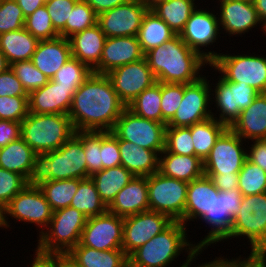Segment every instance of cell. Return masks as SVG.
<instances>
[{
  "label": "cell",
  "mask_w": 266,
  "mask_h": 267,
  "mask_svg": "<svg viewBox=\"0 0 266 267\" xmlns=\"http://www.w3.org/2000/svg\"><path fill=\"white\" fill-rule=\"evenodd\" d=\"M124 218L110 212L89 217L80 244L99 251L122 249Z\"/></svg>",
  "instance_id": "obj_20"
},
{
  "label": "cell",
  "mask_w": 266,
  "mask_h": 267,
  "mask_svg": "<svg viewBox=\"0 0 266 267\" xmlns=\"http://www.w3.org/2000/svg\"><path fill=\"white\" fill-rule=\"evenodd\" d=\"M10 68L28 94L33 90L42 88L49 81V79L34 66L31 60L12 63Z\"/></svg>",
  "instance_id": "obj_46"
},
{
  "label": "cell",
  "mask_w": 266,
  "mask_h": 267,
  "mask_svg": "<svg viewBox=\"0 0 266 267\" xmlns=\"http://www.w3.org/2000/svg\"><path fill=\"white\" fill-rule=\"evenodd\" d=\"M78 184L79 179L50 180L42 185L40 190L53 211H56L70 206Z\"/></svg>",
  "instance_id": "obj_40"
},
{
  "label": "cell",
  "mask_w": 266,
  "mask_h": 267,
  "mask_svg": "<svg viewBox=\"0 0 266 267\" xmlns=\"http://www.w3.org/2000/svg\"><path fill=\"white\" fill-rule=\"evenodd\" d=\"M184 95V84L161 83V111L162 123L174 116L179 108Z\"/></svg>",
  "instance_id": "obj_48"
},
{
  "label": "cell",
  "mask_w": 266,
  "mask_h": 267,
  "mask_svg": "<svg viewBox=\"0 0 266 267\" xmlns=\"http://www.w3.org/2000/svg\"><path fill=\"white\" fill-rule=\"evenodd\" d=\"M202 7L198 6L190 15L179 36L190 49L198 52L205 60L211 63L220 52L208 50L211 49L212 45L213 48L215 47L214 43L217 42L219 37L221 38L220 34L222 32L220 31L221 27L215 9L212 7L213 10H209V7L208 9H204V6ZM206 47L209 49H206Z\"/></svg>",
  "instance_id": "obj_12"
},
{
  "label": "cell",
  "mask_w": 266,
  "mask_h": 267,
  "mask_svg": "<svg viewBox=\"0 0 266 267\" xmlns=\"http://www.w3.org/2000/svg\"><path fill=\"white\" fill-rule=\"evenodd\" d=\"M204 75L196 82L184 84L182 102L166 127H189L212 117L210 81Z\"/></svg>",
  "instance_id": "obj_15"
},
{
  "label": "cell",
  "mask_w": 266,
  "mask_h": 267,
  "mask_svg": "<svg viewBox=\"0 0 266 267\" xmlns=\"http://www.w3.org/2000/svg\"><path fill=\"white\" fill-rule=\"evenodd\" d=\"M157 82L190 84L199 80L210 63L176 35L145 54ZM207 66V67H206ZM201 72V73H200Z\"/></svg>",
  "instance_id": "obj_2"
},
{
  "label": "cell",
  "mask_w": 266,
  "mask_h": 267,
  "mask_svg": "<svg viewBox=\"0 0 266 267\" xmlns=\"http://www.w3.org/2000/svg\"><path fill=\"white\" fill-rule=\"evenodd\" d=\"M247 147V159L266 171V139L253 140Z\"/></svg>",
  "instance_id": "obj_57"
},
{
  "label": "cell",
  "mask_w": 266,
  "mask_h": 267,
  "mask_svg": "<svg viewBox=\"0 0 266 267\" xmlns=\"http://www.w3.org/2000/svg\"><path fill=\"white\" fill-rule=\"evenodd\" d=\"M210 177L219 191H228L238 188V175L205 174Z\"/></svg>",
  "instance_id": "obj_58"
},
{
  "label": "cell",
  "mask_w": 266,
  "mask_h": 267,
  "mask_svg": "<svg viewBox=\"0 0 266 267\" xmlns=\"http://www.w3.org/2000/svg\"><path fill=\"white\" fill-rule=\"evenodd\" d=\"M150 210L147 177L134 176L108 206V212L127 217Z\"/></svg>",
  "instance_id": "obj_24"
},
{
  "label": "cell",
  "mask_w": 266,
  "mask_h": 267,
  "mask_svg": "<svg viewBox=\"0 0 266 267\" xmlns=\"http://www.w3.org/2000/svg\"><path fill=\"white\" fill-rule=\"evenodd\" d=\"M25 16L15 0H0V34L24 28Z\"/></svg>",
  "instance_id": "obj_49"
},
{
  "label": "cell",
  "mask_w": 266,
  "mask_h": 267,
  "mask_svg": "<svg viewBox=\"0 0 266 267\" xmlns=\"http://www.w3.org/2000/svg\"><path fill=\"white\" fill-rule=\"evenodd\" d=\"M214 194L219 190L210 177L205 174L188 183L186 205L183 215V224L188 227L189 222L198 221L211 210ZM198 219V221H197Z\"/></svg>",
  "instance_id": "obj_26"
},
{
  "label": "cell",
  "mask_w": 266,
  "mask_h": 267,
  "mask_svg": "<svg viewBox=\"0 0 266 267\" xmlns=\"http://www.w3.org/2000/svg\"><path fill=\"white\" fill-rule=\"evenodd\" d=\"M217 3L219 7H215L219 8L217 15L223 35L226 33L229 37H242L245 33L253 32L254 28L257 30L256 27L261 26L262 37L264 34L266 36V28L261 23L253 2L218 0Z\"/></svg>",
  "instance_id": "obj_21"
},
{
  "label": "cell",
  "mask_w": 266,
  "mask_h": 267,
  "mask_svg": "<svg viewBox=\"0 0 266 267\" xmlns=\"http://www.w3.org/2000/svg\"><path fill=\"white\" fill-rule=\"evenodd\" d=\"M258 259L260 261L261 267H266V250H264L259 256Z\"/></svg>",
  "instance_id": "obj_65"
},
{
  "label": "cell",
  "mask_w": 266,
  "mask_h": 267,
  "mask_svg": "<svg viewBox=\"0 0 266 267\" xmlns=\"http://www.w3.org/2000/svg\"><path fill=\"white\" fill-rule=\"evenodd\" d=\"M15 219L19 223L34 224L39 236L48 227L53 216V209L47 202L40 188L28 187L27 185L16 194L0 212V228L8 229Z\"/></svg>",
  "instance_id": "obj_9"
},
{
  "label": "cell",
  "mask_w": 266,
  "mask_h": 267,
  "mask_svg": "<svg viewBox=\"0 0 266 267\" xmlns=\"http://www.w3.org/2000/svg\"><path fill=\"white\" fill-rule=\"evenodd\" d=\"M238 189L243 196L266 192V171L246 159L238 173Z\"/></svg>",
  "instance_id": "obj_41"
},
{
  "label": "cell",
  "mask_w": 266,
  "mask_h": 267,
  "mask_svg": "<svg viewBox=\"0 0 266 267\" xmlns=\"http://www.w3.org/2000/svg\"><path fill=\"white\" fill-rule=\"evenodd\" d=\"M87 219L71 206L53 211L48 227L37 237L33 255L40 258L65 256L80 242Z\"/></svg>",
  "instance_id": "obj_5"
},
{
  "label": "cell",
  "mask_w": 266,
  "mask_h": 267,
  "mask_svg": "<svg viewBox=\"0 0 266 267\" xmlns=\"http://www.w3.org/2000/svg\"><path fill=\"white\" fill-rule=\"evenodd\" d=\"M64 257L75 267H128L122 249L99 251L78 243Z\"/></svg>",
  "instance_id": "obj_30"
},
{
  "label": "cell",
  "mask_w": 266,
  "mask_h": 267,
  "mask_svg": "<svg viewBox=\"0 0 266 267\" xmlns=\"http://www.w3.org/2000/svg\"><path fill=\"white\" fill-rule=\"evenodd\" d=\"M100 152L103 169L121 165L119 140L112 132H101Z\"/></svg>",
  "instance_id": "obj_53"
},
{
  "label": "cell",
  "mask_w": 266,
  "mask_h": 267,
  "mask_svg": "<svg viewBox=\"0 0 266 267\" xmlns=\"http://www.w3.org/2000/svg\"><path fill=\"white\" fill-rule=\"evenodd\" d=\"M36 153L20 137L0 148V167L22 175L27 179Z\"/></svg>",
  "instance_id": "obj_34"
},
{
  "label": "cell",
  "mask_w": 266,
  "mask_h": 267,
  "mask_svg": "<svg viewBox=\"0 0 266 267\" xmlns=\"http://www.w3.org/2000/svg\"><path fill=\"white\" fill-rule=\"evenodd\" d=\"M243 195L238 188L228 191H219L214 194L213 205L200 220L209 225L210 230L205 238L194 244L205 250L208 246L222 242L231 232L234 217L240 211Z\"/></svg>",
  "instance_id": "obj_10"
},
{
  "label": "cell",
  "mask_w": 266,
  "mask_h": 267,
  "mask_svg": "<svg viewBox=\"0 0 266 267\" xmlns=\"http://www.w3.org/2000/svg\"><path fill=\"white\" fill-rule=\"evenodd\" d=\"M166 124L139 117L127 107L111 131L118 140H125L158 155L165 149Z\"/></svg>",
  "instance_id": "obj_14"
},
{
  "label": "cell",
  "mask_w": 266,
  "mask_h": 267,
  "mask_svg": "<svg viewBox=\"0 0 266 267\" xmlns=\"http://www.w3.org/2000/svg\"><path fill=\"white\" fill-rule=\"evenodd\" d=\"M96 23L97 14L94 10L84 0H78L66 21L65 38L68 39L70 36L82 32Z\"/></svg>",
  "instance_id": "obj_44"
},
{
  "label": "cell",
  "mask_w": 266,
  "mask_h": 267,
  "mask_svg": "<svg viewBox=\"0 0 266 267\" xmlns=\"http://www.w3.org/2000/svg\"><path fill=\"white\" fill-rule=\"evenodd\" d=\"M70 206L76 208L85 216H99L108 211V207L101 200L92 179H79L78 190L72 198Z\"/></svg>",
  "instance_id": "obj_38"
},
{
  "label": "cell",
  "mask_w": 266,
  "mask_h": 267,
  "mask_svg": "<svg viewBox=\"0 0 266 267\" xmlns=\"http://www.w3.org/2000/svg\"><path fill=\"white\" fill-rule=\"evenodd\" d=\"M30 267H61V256L54 258H40L32 255Z\"/></svg>",
  "instance_id": "obj_61"
},
{
  "label": "cell",
  "mask_w": 266,
  "mask_h": 267,
  "mask_svg": "<svg viewBox=\"0 0 266 267\" xmlns=\"http://www.w3.org/2000/svg\"><path fill=\"white\" fill-rule=\"evenodd\" d=\"M158 172L187 183L204 175V162L196 155H180L166 151L159 154Z\"/></svg>",
  "instance_id": "obj_29"
},
{
  "label": "cell",
  "mask_w": 266,
  "mask_h": 267,
  "mask_svg": "<svg viewBox=\"0 0 266 267\" xmlns=\"http://www.w3.org/2000/svg\"><path fill=\"white\" fill-rule=\"evenodd\" d=\"M246 142L266 139V93H259L251 105L241 110L230 127Z\"/></svg>",
  "instance_id": "obj_27"
},
{
  "label": "cell",
  "mask_w": 266,
  "mask_h": 267,
  "mask_svg": "<svg viewBox=\"0 0 266 267\" xmlns=\"http://www.w3.org/2000/svg\"><path fill=\"white\" fill-rule=\"evenodd\" d=\"M38 42L25 28L0 34V50L9 65L31 60Z\"/></svg>",
  "instance_id": "obj_32"
},
{
  "label": "cell",
  "mask_w": 266,
  "mask_h": 267,
  "mask_svg": "<svg viewBox=\"0 0 266 267\" xmlns=\"http://www.w3.org/2000/svg\"><path fill=\"white\" fill-rule=\"evenodd\" d=\"M106 35L96 23L68 38L72 57L88 66L92 71L99 65Z\"/></svg>",
  "instance_id": "obj_28"
},
{
  "label": "cell",
  "mask_w": 266,
  "mask_h": 267,
  "mask_svg": "<svg viewBox=\"0 0 266 267\" xmlns=\"http://www.w3.org/2000/svg\"><path fill=\"white\" fill-rule=\"evenodd\" d=\"M24 28L38 40H51L60 36L52 24L45 5L25 18Z\"/></svg>",
  "instance_id": "obj_45"
},
{
  "label": "cell",
  "mask_w": 266,
  "mask_h": 267,
  "mask_svg": "<svg viewBox=\"0 0 266 267\" xmlns=\"http://www.w3.org/2000/svg\"><path fill=\"white\" fill-rule=\"evenodd\" d=\"M244 143L246 141L227 128L204 160V174L238 175L247 159Z\"/></svg>",
  "instance_id": "obj_16"
},
{
  "label": "cell",
  "mask_w": 266,
  "mask_h": 267,
  "mask_svg": "<svg viewBox=\"0 0 266 267\" xmlns=\"http://www.w3.org/2000/svg\"><path fill=\"white\" fill-rule=\"evenodd\" d=\"M72 58L67 38L57 37L51 40H39L31 61L49 80Z\"/></svg>",
  "instance_id": "obj_25"
},
{
  "label": "cell",
  "mask_w": 266,
  "mask_h": 267,
  "mask_svg": "<svg viewBox=\"0 0 266 267\" xmlns=\"http://www.w3.org/2000/svg\"><path fill=\"white\" fill-rule=\"evenodd\" d=\"M127 108L139 117L162 123L161 82L145 89Z\"/></svg>",
  "instance_id": "obj_39"
},
{
  "label": "cell",
  "mask_w": 266,
  "mask_h": 267,
  "mask_svg": "<svg viewBox=\"0 0 266 267\" xmlns=\"http://www.w3.org/2000/svg\"><path fill=\"white\" fill-rule=\"evenodd\" d=\"M26 186V179L0 167V212Z\"/></svg>",
  "instance_id": "obj_51"
},
{
  "label": "cell",
  "mask_w": 266,
  "mask_h": 267,
  "mask_svg": "<svg viewBox=\"0 0 266 267\" xmlns=\"http://www.w3.org/2000/svg\"><path fill=\"white\" fill-rule=\"evenodd\" d=\"M145 58L137 36L106 38L96 74H107L116 67Z\"/></svg>",
  "instance_id": "obj_22"
},
{
  "label": "cell",
  "mask_w": 266,
  "mask_h": 267,
  "mask_svg": "<svg viewBox=\"0 0 266 267\" xmlns=\"http://www.w3.org/2000/svg\"><path fill=\"white\" fill-rule=\"evenodd\" d=\"M173 222L168 215L151 210L125 217L122 250L129 256Z\"/></svg>",
  "instance_id": "obj_18"
},
{
  "label": "cell",
  "mask_w": 266,
  "mask_h": 267,
  "mask_svg": "<svg viewBox=\"0 0 266 267\" xmlns=\"http://www.w3.org/2000/svg\"><path fill=\"white\" fill-rule=\"evenodd\" d=\"M217 77V82L210 83L211 106L214 104L212 108L215 109L212 117L230 128L239 118L241 110L249 107L259 92L251 86L226 81L221 75Z\"/></svg>",
  "instance_id": "obj_11"
},
{
  "label": "cell",
  "mask_w": 266,
  "mask_h": 267,
  "mask_svg": "<svg viewBox=\"0 0 266 267\" xmlns=\"http://www.w3.org/2000/svg\"><path fill=\"white\" fill-rule=\"evenodd\" d=\"M148 9L141 0H130L97 15V24L107 38L137 36Z\"/></svg>",
  "instance_id": "obj_19"
},
{
  "label": "cell",
  "mask_w": 266,
  "mask_h": 267,
  "mask_svg": "<svg viewBox=\"0 0 266 267\" xmlns=\"http://www.w3.org/2000/svg\"><path fill=\"white\" fill-rule=\"evenodd\" d=\"M165 150L180 155H195L189 127H166Z\"/></svg>",
  "instance_id": "obj_47"
},
{
  "label": "cell",
  "mask_w": 266,
  "mask_h": 267,
  "mask_svg": "<svg viewBox=\"0 0 266 267\" xmlns=\"http://www.w3.org/2000/svg\"><path fill=\"white\" fill-rule=\"evenodd\" d=\"M93 73V71L76 58L67 61L51 79L64 87L78 89Z\"/></svg>",
  "instance_id": "obj_43"
},
{
  "label": "cell",
  "mask_w": 266,
  "mask_h": 267,
  "mask_svg": "<svg viewBox=\"0 0 266 267\" xmlns=\"http://www.w3.org/2000/svg\"><path fill=\"white\" fill-rule=\"evenodd\" d=\"M225 256L222 257L218 256L216 257L213 261H209L206 263H198V266L195 265L194 267H261L260 261L258 257H254L253 255H248V256H238V257H232V259H229L230 257L224 258Z\"/></svg>",
  "instance_id": "obj_54"
},
{
  "label": "cell",
  "mask_w": 266,
  "mask_h": 267,
  "mask_svg": "<svg viewBox=\"0 0 266 267\" xmlns=\"http://www.w3.org/2000/svg\"><path fill=\"white\" fill-rule=\"evenodd\" d=\"M227 128L213 117L190 126L195 155L204 162L217 139Z\"/></svg>",
  "instance_id": "obj_36"
},
{
  "label": "cell",
  "mask_w": 266,
  "mask_h": 267,
  "mask_svg": "<svg viewBox=\"0 0 266 267\" xmlns=\"http://www.w3.org/2000/svg\"><path fill=\"white\" fill-rule=\"evenodd\" d=\"M134 175L124 166L102 169L93 174L90 178L95 183L101 200L108 207L115 199L118 192L125 187Z\"/></svg>",
  "instance_id": "obj_35"
},
{
  "label": "cell",
  "mask_w": 266,
  "mask_h": 267,
  "mask_svg": "<svg viewBox=\"0 0 266 267\" xmlns=\"http://www.w3.org/2000/svg\"><path fill=\"white\" fill-rule=\"evenodd\" d=\"M149 9H152L156 4L167 0H141Z\"/></svg>",
  "instance_id": "obj_64"
},
{
  "label": "cell",
  "mask_w": 266,
  "mask_h": 267,
  "mask_svg": "<svg viewBox=\"0 0 266 267\" xmlns=\"http://www.w3.org/2000/svg\"><path fill=\"white\" fill-rule=\"evenodd\" d=\"M28 96L22 83L9 67L0 74V97Z\"/></svg>",
  "instance_id": "obj_55"
},
{
  "label": "cell",
  "mask_w": 266,
  "mask_h": 267,
  "mask_svg": "<svg viewBox=\"0 0 266 267\" xmlns=\"http://www.w3.org/2000/svg\"><path fill=\"white\" fill-rule=\"evenodd\" d=\"M26 17L31 15L37 8L45 5L46 0H15Z\"/></svg>",
  "instance_id": "obj_60"
},
{
  "label": "cell",
  "mask_w": 266,
  "mask_h": 267,
  "mask_svg": "<svg viewBox=\"0 0 266 267\" xmlns=\"http://www.w3.org/2000/svg\"><path fill=\"white\" fill-rule=\"evenodd\" d=\"M61 267H75L64 256H61Z\"/></svg>",
  "instance_id": "obj_66"
},
{
  "label": "cell",
  "mask_w": 266,
  "mask_h": 267,
  "mask_svg": "<svg viewBox=\"0 0 266 267\" xmlns=\"http://www.w3.org/2000/svg\"><path fill=\"white\" fill-rule=\"evenodd\" d=\"M9 67L10 65L8 64L4 54L0 50V74Z\"/></svg>",
  "instance_id": "obj_63"
},
{
  "label": "cell",
  "mask_w": 266,
  "mask_h": 267,
  "mask_svg": "<svg viewBox=\"0 0 266 267\" xmlns=\"http://www.w3.org/2000/svg\"><path fill=\"white\" fill-rule=\"evenodd\" d=\"M254 54V55H253ZM266 55L220 53L209 65L214 75L230 82L253 87L259 93H266Z\"/></svg>",
  "instance_id": "obj_8"
},
{
  "label": "cell",
  "mask_w": 266,
  "mask_h": 267,
  "mask_svg": "<svg viewBox=\"0 0 266 267\" xmlns=\"http://www.w3.org/2000/svg\"><path fill=\"white\" fill-rule=\"evenodd\" d=\"M85 178L89 176L84 148L81 140L74 134L59 149L36 153L26 185L40 188L50 180Z\"/></svg>",
  "instance_id": "obj_4"
},
{
  "label": "cell",
  "mask_w": 266,
  "mask_h": 267,
  "mask_svg": "<svg viewBox=\"0 0 266 267\" xmlns=\"http://www.w3.org/2000/svg\"><path fill=\"white\" fill-rule=\"evenodd\" d=\"M99 15L130 0H84Z\"/></svg>",
  "instance_id": "obj_59"
},
{
  "label": "cell",
  "mask_w": 266,
  "mask_h": 267,
  "mask_svg": "<svg viewBox=\"0 0 266 267\" xmlns=\"http://www.w3.org/2000/svg\"><path fill=\"white\" fill-rule=\"evenodd\" d=\"M187 229L180 221H174L162 233L133 251L128 256V267H170L184 251L188 255L179 267H192L204 250L188 240Z\"/></svg>",
  "instance_id": "obj_3"
},
{
  "label": "cell",
  "mask_w": 266,
  "mask_h": 267,
  "mask_svg": "<svg viewBox=\"0 0 266 267\" xmlns=\"http://www.w3.org/2000/svg\"><path fill=\"white\" fill-rule=\"evenodd\" d=\"M106 76L110 79L118 98L126 107L145 89L157 83L146 58L116 67Z\"/></svg>",
  "instance_id": "obj_17"
},
{
  "label": "cell",
  "mask_w": 266,
  "mask_h": 267,
  "mask_svg": "<svg viewBox=\"0 0 266 267\" xmlns=\"http://www.w3.org/2000/svg\"><path fill=\"white\" fill-rule=\"evenodd\" d=\"M78 0H46L45 6L60 37L65 38V24Z\"/></svg>",
  "instance_id": "obj_52"
},
{
  "label": "cell",
  "mask_w": 266,
  "mask_h": 267,
  "mask_svg": "<svg viewBox=\"0 0 266 267\" xmlns=\"http://www.w3.org/2000/svg\"><path fill=\"white\" fill-rule=\"evenodd\" d=\"M74 134L81 140L84 148L88 176L103 169L101 161V132L75 131Z\"/></svg>",
  "instance_id": "obj_42"
},
{
  "label": "cell",
  "mask_w": 266,
  "mask_h": 267,
  "mask_svg": "<svg viewBox=\"0 0 266 267\" xmlns=\"http://www.w3.org/2000/svg\"><path fill=\"white\" fill-rule=\"evenodd\" d=\"M196 2L197 0H167L156 4L151 10L179 35L190 15L199 6Z\"/></svg>",
  "instance_id": "obj_37"
},
{
  "label": "cell",
  "mask_w": 266,
  "mask_h": 267,
  "mask_svg": "<svg viewBox=\"0 0 266 267\" xmlns=\"http://www.w3.org/2000/svg\"><path fill=\"white\" fill-rule=\"evenodd\" d=\"M28 113V96L0 97L1 120L22 122Z\"/></svg>",
  "instance_id": "obj_50"
},
{
  "label": "cell",
  "mask_w": 266,
  "mask_h": 267,
  "mask_svg": "<svg viewBox=\"0 0 266 267\" xmlns=\"http://www.w3.org/2000/svg\"><path fill=\"white\" fill-rule=\"evenodd\" d=\"M125 108L106 74L92 73L74 93L68 115L75 131L111 132Z\"/></svg>",
  "instance_id": "obj_1"
},
{
  "label": "cell",
  "mask_w": 266,
  "mask_h": 267,
  "mask_svg": "<svg viewBox=\"0 0 266 267\" xmlns=\"http://www.w3.org/2000/svg\"><path fill=\"white\" fill-rule=\"evenodd\" d=\"M253 4L261 23L266 28V0H253Z\"/></svg>",
  "instance_id": "obj_62"
},
{
  "label": "cell",
  "mask_w": 266,
  "mask_h": 267,
  "mask_svg": "<svg viewBox=\"0 0 266 267\" xmlns=\"http://www.w3.org/2000/svg\"><path fill=\"white\" fill-rule=\"evenodd\" d=\"M121 165L134 176L147 177L158 171L159 155L136 144L119 140Z\"/></svg>",
  "instance_id": "obj_31"
},
{
  "label": "cell",
  "mask_w": 266,
  "mask_h": 267,
  "mask_svg": "<svg viewBox=\"0 0 266 267\" xmlns=\"http://www.w3.org/2000/svg\"><path fill=\"white\" fill-rule=\"evenodd\" d=\"M21 137V122L0 119V148Z\"/></svg>",
  "instance_id": "obj_56"
},
{
  "label": "cell",
  "mask_w": 266,
  "mask_h": 267,
  "mask_svg": "<svg viewBox=\"0 0 266 267\" xmlns=\"http://www.w3.org/2000/svg\"><path fill=\"white\" fill-rule=\"evenodd\" d=\"M76 90L75 87L60 86L49 80L42 88L28 94L29 112L68 115Z\"/></svg>",
  "instance_id": "obj_23"
},
{
  "label": "cell",
  "mask_w": 266,
  "mask_h": 267,
  "mask_svg": "<svg viewBox=\"0 0 266 267\" xmlns=\"http://www.w3.org/2000/svg\"><path fill=\"white\" fill-rule=\"evenodd\" d=\"M232 238L247 239L254 257L266 250V192L243 196L232 230L223 242Z\"/></svg>",
  "instance_id": "obj_7"
},
{
  "label": "cell",
  "mask_w": 266,
  "mask_h": 267,
  "mask_svg": "<svg viewBox=\"0 0 266 267\" xmlns=\"http://www.w3.org/2000/svg\"><path fill=\"white\" fill-rule=\"evenodd\" d=\"M177 34L154 11L148 9L145 13L139 32L138 41L146 54L157 46L163 45Z\"/></svg>",
  "instance_id": "obj_33"
},
{
  "label": "cell",
  "mask_w": 266,
  "mask_h": 267,
  "mask_svg": "<svg viewBox=\"0 0 266 267\" xmlns=\"http://www.w3.org/2000/svg\"><path fill=\"white\" fill-rule=\"evenodd\" d=\"M147 184L150 210L183 223L188 183L164 176L157 171L147 176Z\"/></svg>",
  "instance_id": "obj_13"
},
{
  "label": "cell",
  "mask_w": 266,
  "mask_h": 267,
  "mask_svg": "<svg viewBox=\"0 0 266 267\" xmlns=\"http://www.w3.org/2000/svg\"><path fill=\"white\" fill-rule=\"evenodd\" d=\"M69 115L28 113L21 122V138L35 153L59 149L74 135Z\"/></svg>",
  "instance_id": "obj_6"
}]
</instances>
